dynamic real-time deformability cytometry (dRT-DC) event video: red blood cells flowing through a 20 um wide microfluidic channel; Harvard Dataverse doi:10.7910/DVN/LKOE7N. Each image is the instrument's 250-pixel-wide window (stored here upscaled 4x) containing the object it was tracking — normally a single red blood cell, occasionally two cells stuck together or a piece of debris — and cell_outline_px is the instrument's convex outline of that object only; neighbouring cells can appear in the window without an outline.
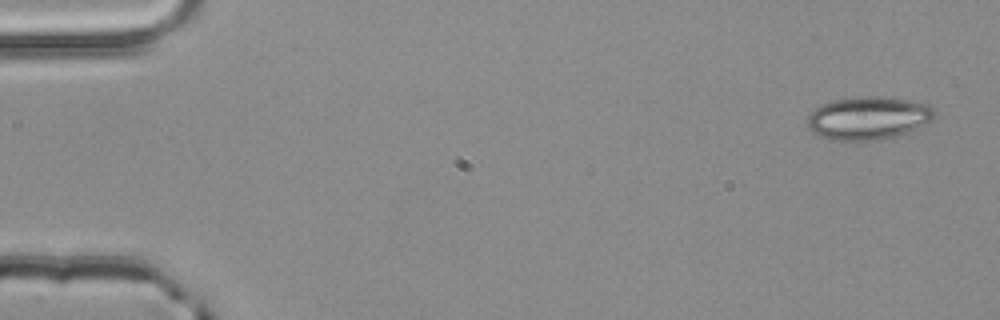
{"species": "common noctule bat (a hibernating species)", "species_latin": "Nyctalus noctula", "temperature_condition": "room temperature", "stored_images_in_passage": 4, "camera_frame_rate_fps": 3000, "um_per_image_px": 0.085, "animal": {"sex": "male", "body_mass_g": 20.4}, "frame": {"image": 1, "passage_image": 1, "time_ms": 0.0, "image_size_px": [1000, 320], "cell_outline_px": [[936, 116], [916, 128], [908, 132], [876, 140], [832, 140], [820, 136], [812, 132], [808, 128], [808, 116], [820, 104], [852, 96], [884, 96], [908, 100], [928, 104], [936, 108]], "centroid_in_image_um": [73.8, 10.01], "position_along_channel_um": 11.2, "area_um2": 31.85}}
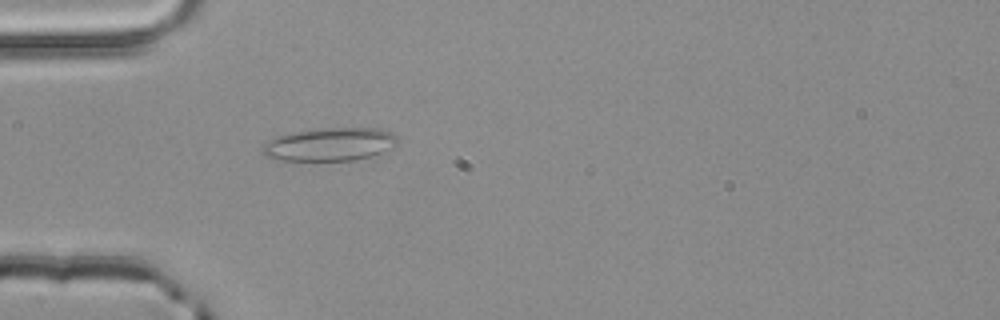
{"frame": {"image": 2, "passage_image": 4, "time_ms": 1.0, "image_size_px": [1000, 320], "cell_outline_px": [[396, 144], [372, 156], [352, 160], [280, 160], [264, 156], [260, 152], [260, 144], [268, 140], [280, 136], [300, 132], [328, 128], [376, 128], [388, 132], [396, 136]], "centroid_in_image_um": [27.95, 12.28], "position_along_channel_um": 57.0, "area_um2": 25.55}}